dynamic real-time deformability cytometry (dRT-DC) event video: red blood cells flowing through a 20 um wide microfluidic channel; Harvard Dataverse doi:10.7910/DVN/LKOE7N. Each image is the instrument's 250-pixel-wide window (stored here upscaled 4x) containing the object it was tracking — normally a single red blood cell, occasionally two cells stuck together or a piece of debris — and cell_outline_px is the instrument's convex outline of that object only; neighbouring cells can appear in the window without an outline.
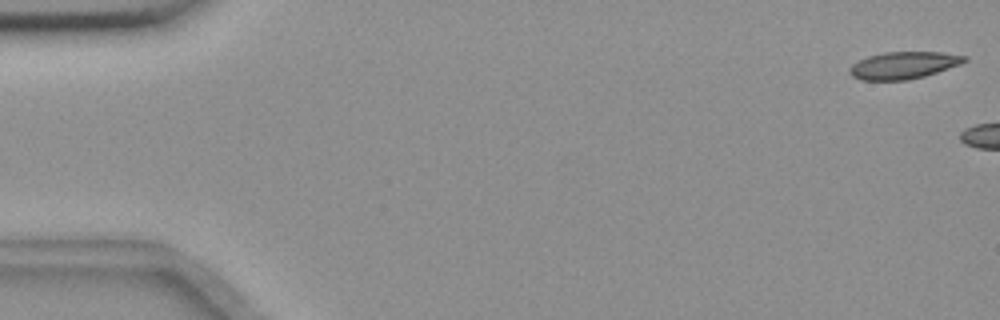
{"species": "common noctule bat (a hibernating species)", "species_latin": "Nyctalus noctula", "temperature_condition": "room temperature", "stored_images_in_passage": 5, "camera_frame_rate_fps": 3000, "um_per_image_px": 0.085, "animal": {"sex": "female", "body_mass_g": 18.4}, "frame": {"image": 1, "passage_image": 1, "time_ms": 0.0, "image_size_px": [1000, 320], "cell_outline_px": [[968, 60], [960, 64], [924, 76], [908, 80], [860, 80], [852, 76], [848, 72], [848, 68], [852, 64], [868, 56], [884, 52], [940, 52], [968, 56]], "centroid_in_image_um": [76.78, 5.55], "position_along_channel_um": 8.2, "area_um2": 18.15}}